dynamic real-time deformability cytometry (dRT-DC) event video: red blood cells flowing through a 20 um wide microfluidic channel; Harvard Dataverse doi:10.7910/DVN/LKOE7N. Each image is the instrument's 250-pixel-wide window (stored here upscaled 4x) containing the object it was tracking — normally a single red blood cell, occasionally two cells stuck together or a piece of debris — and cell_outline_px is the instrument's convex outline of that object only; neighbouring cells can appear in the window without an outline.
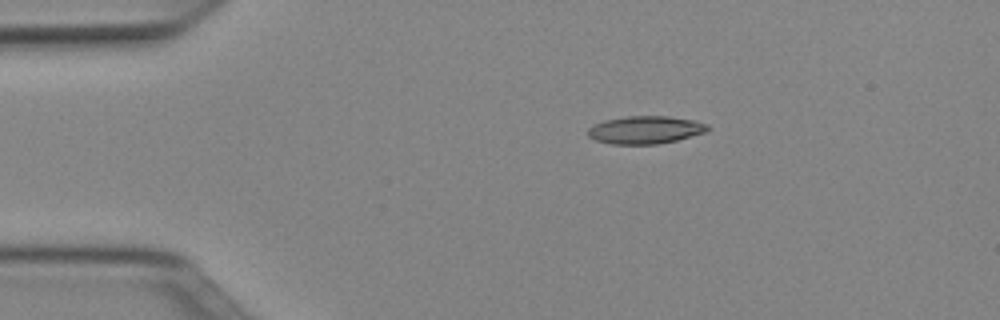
{"species": "Egyptian fruit bat (a non-hibernating species)", "species_latin": "Rousettus aegyptiacus", "temperature_condition": "cold", "stored_images_in_passage": 42, "camera_frame_rate_fps": 3000, "um_per_image_px": 0.085, "animal": {"sex": "female"}, "frame": {"image": 1, "passage_image": 1, "time_ms": 0.0, "image_size_px": [1000, 320], "cell_outline_px": [[708, 132], [676, 140], [656, 144], [612, 144], [596, 140], [588, 136], [588, 128], [604, 120], [628, 116], [668, 116], [692, 120], [708, 124]], "centroid_in_image_um": [54.86, 11.04], "position_along_channel_um": 30.1, "area_um2": 19.25}}
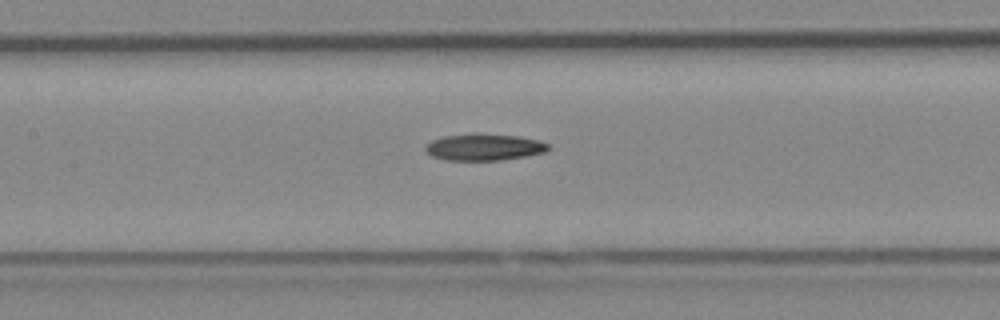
{"frame": {"image": 2, "passage_image": 15, "time_ms": 4.667, "image_size_px": [1000, 320], "cell_outline_px": [[548, 148], [544, 152], [524, 156], [500, 160], [444, 160], [432, 156], [424, 148], [424, 144], [432, 140], [444, 136], [516, 136], [536, 140], [548, 144]], "centroid_in_image_um": [41.09, 12.55], "position_along_channel_um": 166.3, "area_um2": 18.03}}
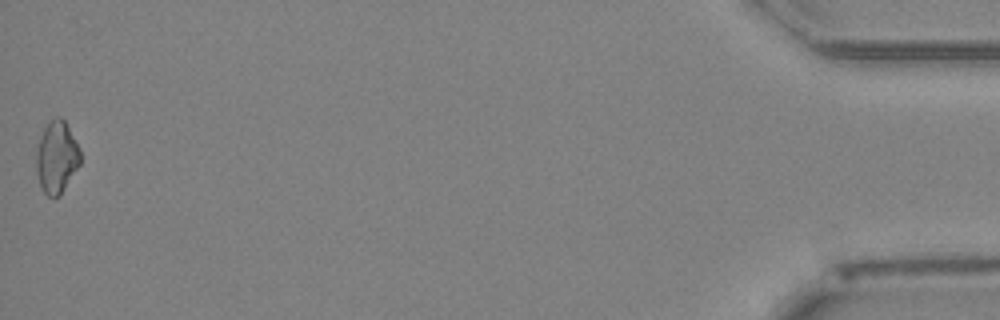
{"frame": {"image": 3, "passage_image": 42, "time_ms": 13.667, "image_size_px": [1000, 320], "cell_outline_px": [[80, 164], [60, 196], [52, 200], [44, 192], [40, 184], [36, 172], [36, 152], [40, 136], [48, 120], [56, 116], [60, 116], [64, 120], [80, 148]], "centroid_in_image_um": [4.81, 13.37], "position_along_channel_um": 430.4, "area_um2": 18.73}}